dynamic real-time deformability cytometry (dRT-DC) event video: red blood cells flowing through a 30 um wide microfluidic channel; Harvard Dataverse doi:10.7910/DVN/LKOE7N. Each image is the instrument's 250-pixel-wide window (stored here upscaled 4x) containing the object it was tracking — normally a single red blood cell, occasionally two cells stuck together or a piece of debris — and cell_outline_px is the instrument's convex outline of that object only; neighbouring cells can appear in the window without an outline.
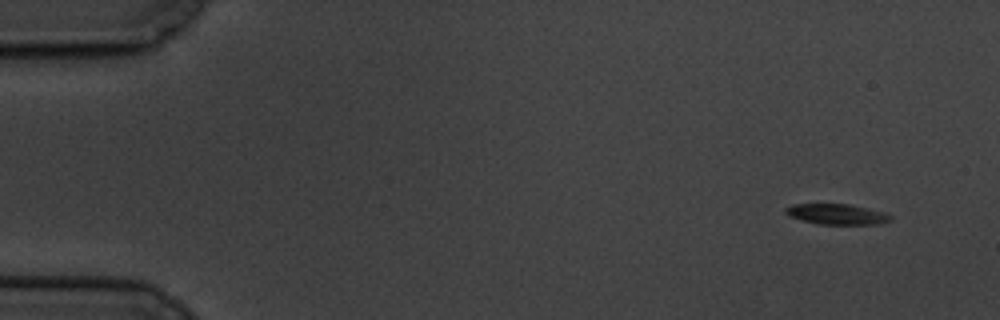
{"species": "common noctule bat (a hibernating species)", "species_latin": "Nyctalus noctula", "temperature_condition": "cold", "stored_images_in_passage": 6, "segment_of_instrument_passage": [2, 2], "camera_frame_rate_fps": 3000, "um_per_image_px": 0.085, "animal": {"sex": "male", "body_mass_g": 19.5, "forearm_length_mm": 54.6}, "frame": {"image": 1, "passage_image": 6, "time_ms": 6.667, "image_size_px": [1000, 320], "cell_outline_px": [[892, 220], [880, 224], [816, 224], [800, 220], [788, 216], [784, 212], [784, 208], [792, 204], [848, 204], [884, 212], [892, 216]], "centroid_in_image_um": [71.09, 18.21], "position_along_channel_um": 13.9, "area_um2": 12.66}}